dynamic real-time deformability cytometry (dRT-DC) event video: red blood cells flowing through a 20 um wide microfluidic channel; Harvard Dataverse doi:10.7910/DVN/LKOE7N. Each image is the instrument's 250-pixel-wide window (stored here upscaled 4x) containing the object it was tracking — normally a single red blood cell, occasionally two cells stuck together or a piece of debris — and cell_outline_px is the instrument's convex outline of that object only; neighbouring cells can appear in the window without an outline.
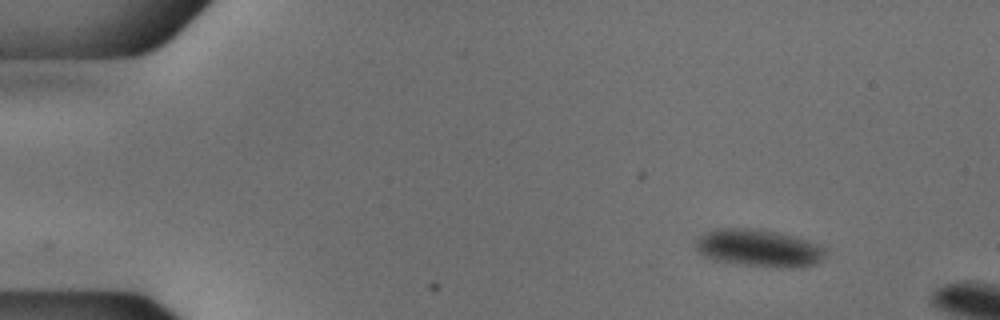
{"species": "common noctule bat (a hibernating species)", "species_latin": "Nyctalus noctula", "temperature_condition": "cold", "stored_images_in_passage": 12, "camera_frame_rate_fps": 3000, "um_per_image_px": 0.085, "animal": {"sex": "male", "body_mass_g": 18.8}, "frame": {"image": 1, "passage_image": 6, "time_ms": 1.667, "image_size_px": [1000, 320], "cell_outline_px": [[824, 256], [820, 260], [804, 268], [776, 268], [744, 264], [716, 260], [704, 256], [696, 248], [696, 240], [704, 232], [720, 228], [748, 228], [776, 232], [808, 240], [824, 248]], "centroid_in_image_um": [64.49, 21.09], "position_along_channel_um": 20.5, "area_um2": 27.98}}